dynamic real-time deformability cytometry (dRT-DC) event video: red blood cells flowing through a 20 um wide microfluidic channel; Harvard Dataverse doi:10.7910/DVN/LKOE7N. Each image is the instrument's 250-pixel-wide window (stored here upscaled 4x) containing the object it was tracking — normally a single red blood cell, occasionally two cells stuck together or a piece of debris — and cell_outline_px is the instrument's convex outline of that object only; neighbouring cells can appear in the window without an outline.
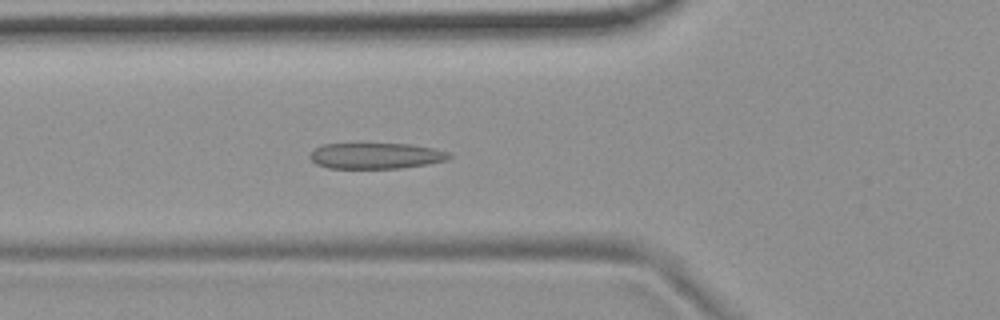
{"species": "common noctule bat (a hibernating species)", "species_latin": "Nyctalus noctula", "temperature_condition": "room temperature", "stored_images_in_passage": 4, "camera_frame_rate_fps": 3000, "um_per_image_px": 0.085, "animal": {"sex": "female", "body_mass_g": 19.9}, "frame": {"image": 1, "passage_image": 4, "time_ms": 3.333, "image_size_px": [1000, 320], "cell_outline_px": [[452, 156], [448, 160], [428, 164], [400, 168], [328, 168], [316, 164], [308, 156], [316, 148], [324, 144], [356, 140], [412, 144], [432, 148], [448, 152]], "centroid_in_image_um": [31.91, 13.18], "position_along_channel_um": 93.9, "area_um2": 22.2}}